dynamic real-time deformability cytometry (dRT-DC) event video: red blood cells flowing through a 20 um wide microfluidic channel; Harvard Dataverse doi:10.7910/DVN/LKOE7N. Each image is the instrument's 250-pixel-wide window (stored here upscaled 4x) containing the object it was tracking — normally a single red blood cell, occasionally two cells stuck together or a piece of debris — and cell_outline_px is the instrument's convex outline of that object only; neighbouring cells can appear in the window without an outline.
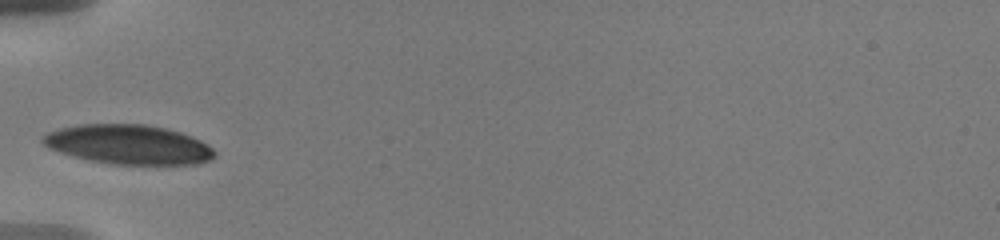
{"species": "human", "species_latin": "Homo sapiens", "temperature_condition": "warm", "stored_images_in_passage": 5, "camera_frame_rate_fps": 3000, "um_per_image_px": 0.085, "donor": {"sex": "male"}, "frame": {"image": 1, "passage_image": 1, "time_ms": 0.0, "image_size_px": [1000, 240], "cell_outline_px": [[216, 156], [212, 160], [196, 164], [112, 164], [88, 160], [72, 156], [48, 148], [40, 140], [48, 132], [60, 128], [80, 124], [148, 124], [168, 128], [192, 136], [208, 144], [216, 152]], "centroid_in_image_um": [10.95, 12.28], "position_along_channel_um": 74.0, "area_um2": 39.77}}
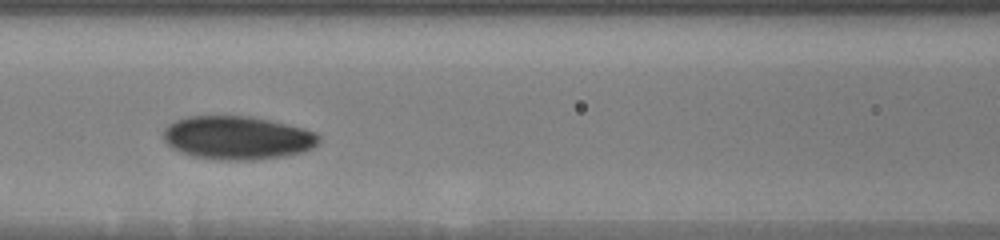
{"frame": {"image": 2, "passage_image": 3, "time_ms": 2.0, "image_size_px": [1000, 240], "cell_outline_px": [[320, 140], [312, 148], [304, 152], [280, 156], [252, 160], [224, 160], [192, 156], [180, 152], [172, 148], [164, 140], [164, 128], [168, 124], [176, 120], [188, 116], [252, 116], [304, 128], [316, 132], [320, 136]], "centroid_in_image_um": [20.17, 11.7], "position_along_channel_um": 146.4, "area_um2": 39.36}}
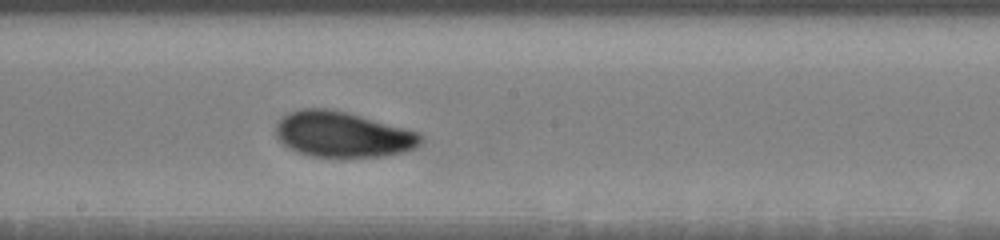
{"frame": {"image": 3, "passage_image": 5, "time_ms": 4.0, "image_size_px": [1000, 240], "cell_outline_px": [[424, 140], [416, 148], [404, 152], [384, 156], [344, 160], [308, 156], [296, 152], [288, 148], [276, 136], [276, 124], [288, 112], [304, 108], [324, 108], [344, 112], [360, 116], [420, 132], [424, 136]], "centroid_in_image_um": [29.15, 11.49], "position_along_channel_um": 219.0, "area_um2": 39.42}}